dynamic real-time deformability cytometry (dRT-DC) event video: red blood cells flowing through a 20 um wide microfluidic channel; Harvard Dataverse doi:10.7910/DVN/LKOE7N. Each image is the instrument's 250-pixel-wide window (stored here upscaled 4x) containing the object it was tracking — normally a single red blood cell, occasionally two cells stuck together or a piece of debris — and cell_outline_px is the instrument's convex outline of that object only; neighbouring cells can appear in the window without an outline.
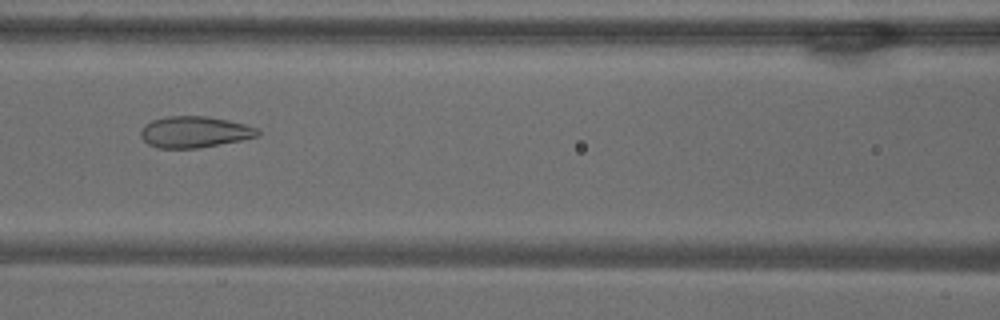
{"species": "common noctule bat (a hibernating species)", "species_latin": "Nyctalus noctula", "temperature_condition": "warm", "stored_images_in_passage": 38, "camera_frame_rate_fps": 3000, "um_per_image_px": 0.085, "animal": {"sex": "male", "body_mass_g": 18.8}, "frame": {"image": 1, "passage_image": 8, "time_ms": 2.333, "image_size_px": [1000, 320], "cell_outline_px": [[260, 136], [240, 140], [196, 148], [156, 148], [148, 144], [140, 136], [140, 128], [144, 124], [152, 120], [168, 116], [208, 116], [228, 120], [244, 124], [256, 128], [260, 132]], "centroid_in_image_um": [16.49, 11.21], "position_along_channel_um": 150.1, "area_um2": 21.33}}
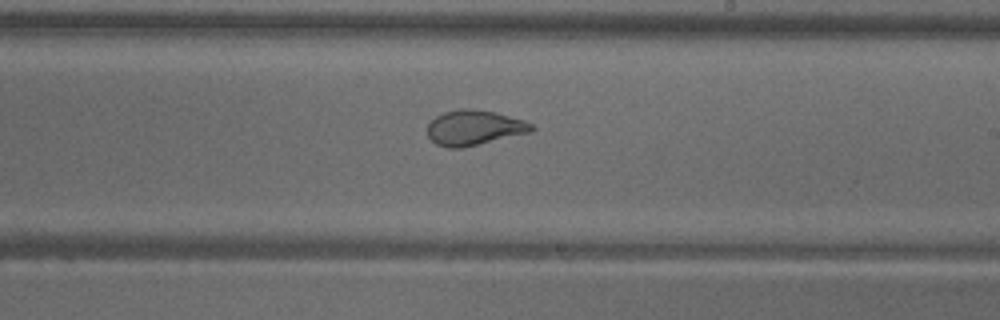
{"frame": {"image": 2, "passage_image": 16, "time_ms": 5.0, "image_size_px": [1000, 320], "cell_outline_px": [[536, 128], [532, 132], [460, 148], [448, 148], [436, 144], [428, 136], [428, 124], [436, 116], [444, 112], [460, 108], [468, 108], [496, 112], [524, 120], [532, 124]], "centroid_in_image_um": [40.32, 10.85], "position_along_channel_um": 248.7, "area_um2": 21.27}}
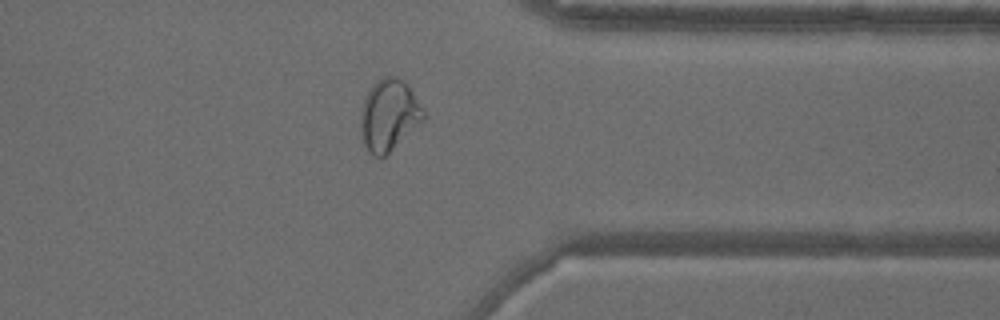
{"frame": {"image": 3, "passage_image": 27, "time_ms": 8.667, "image_size_px": [1000, 320], "cell_outline_px": [[428, 116], [420, 124], [384, 156], [376, 156], [364, 144], [360, 132], [360, 108], [364, 96], [372, 84], [376, 80], [384, 76], [400, 76], [408, 84]], "centroid_in_image_um": [33.06, 9.71], "position_along_channel_um": 378.3, "area_um2": 26.47}, "authors_computed_cell_mechanics": {"area_um2": 22.1952, "velocity_mm_per_s": 3.709, "shape_relaxation_time_tau1_ms": null, "shape_relaxation_time_tau2_ms": 0.8942, "deformation_change_tau1": null, "deformation_change_tau2": 0.064}}